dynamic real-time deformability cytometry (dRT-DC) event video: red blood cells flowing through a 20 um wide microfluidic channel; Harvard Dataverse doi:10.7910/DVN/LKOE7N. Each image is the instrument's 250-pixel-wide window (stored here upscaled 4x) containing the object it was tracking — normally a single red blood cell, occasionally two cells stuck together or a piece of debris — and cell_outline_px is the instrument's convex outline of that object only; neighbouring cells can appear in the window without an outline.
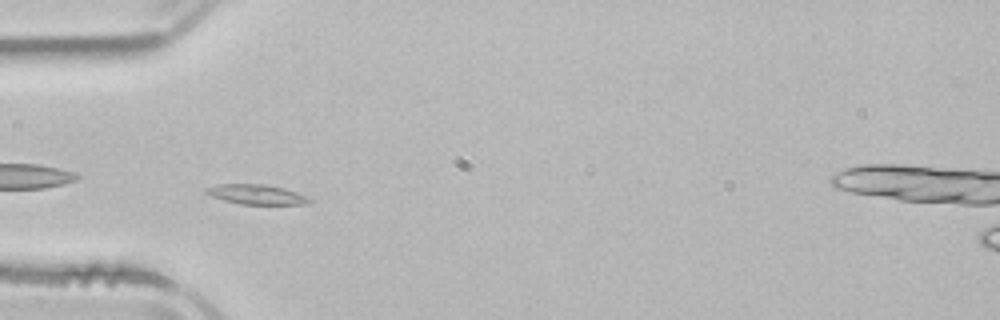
{"species": "common noctule bat (a hibernating species)", "species_latin": "Nyctalus noctula", "temperature_condition": "room temperature", "stored_images_in_passage": 4, "camera_frame_rate_fps": 3000, "um_per_image_px": 0.085, "animal": {"sex": "male", "body_mass_g": 21.5, "forearm_length_mm": 52.0}, "frame": {"image": 1, "passage_image": 3, "time_ms": 2.667, "image_size_px": [1000, 320], "cell_outline_px": [[312, 200], [308, 204], [240, 204], [224, 200], [212, 196], [204, 192], [204, 188], [220, 184], [268, 184], [284, 188], [296, 192]], "centroid_in_image_um": [21.77, 16.52], "position_along_channel_um": 63.2, "area_um2": 11.85}}
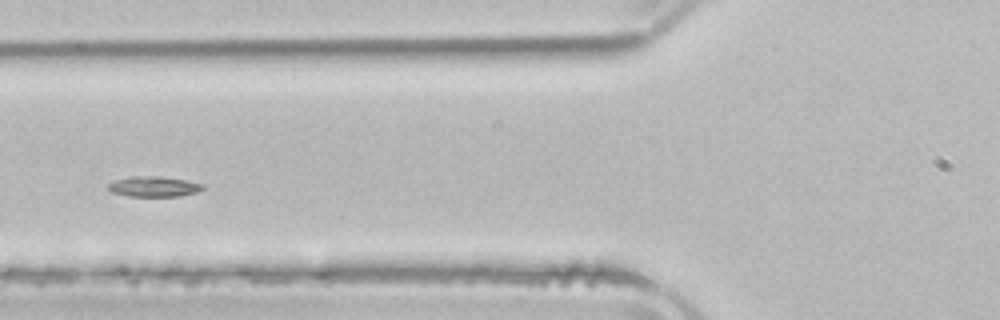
{"frame": {"image": 2, "passage_image": 4, "time_ms": 4.0, "image_size_px": [1000, 320], "cell_outline_px": [[204, 188], [196, 192], [180, 196], [128, 196], [112, 192], [108, 188], [108, 184], [116, 180], [132, 176], [160, 176], [184, 180], [204, 184]], "centroid_in_image_um": [13.08, 15.85], "position_along_channel_um": 112.7, "area_um2": 11.1}}